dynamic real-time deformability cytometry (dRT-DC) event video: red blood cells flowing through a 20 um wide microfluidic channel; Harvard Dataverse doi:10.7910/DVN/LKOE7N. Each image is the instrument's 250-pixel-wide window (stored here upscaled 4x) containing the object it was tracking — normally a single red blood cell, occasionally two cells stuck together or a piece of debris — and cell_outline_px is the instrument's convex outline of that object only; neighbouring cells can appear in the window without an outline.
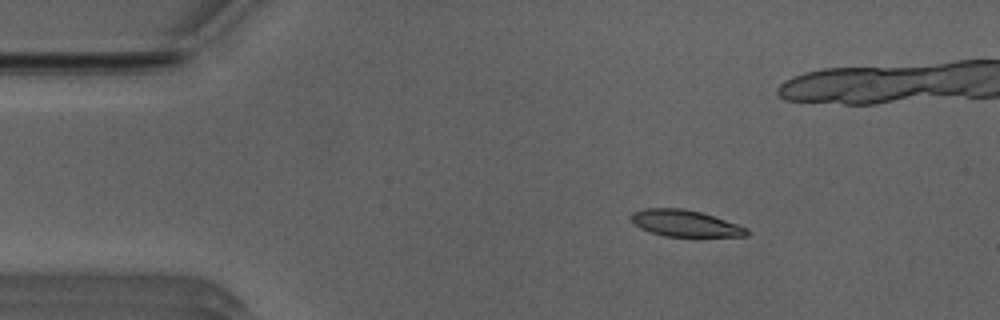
{"species": "Egyptian fruit bat (a non-hibernating species)", "species_latin": "Rousettus aegyptiacus", "temperature_condition": "room temperature", "stored_images_in_passage": 45, "camera_frame_rate_fps": 3000, "um_per_image_px": 0.085, "animal": {"sex": "male"}, "frame": {"image": 1, "passage_image": 1, "time_ms": 0.0, "image_size_px": [1000, 320], "cell_outline_px": [[748, 236], [664, 236], [640, 228], [628, 216], [632, 212], [644, 208], [680, 208], [700, 212], [748, 228]], "centroid_in_image_um": [58.19, 18.97], "position_along_channel_um": 26.8, "area_um2": 17.57}}
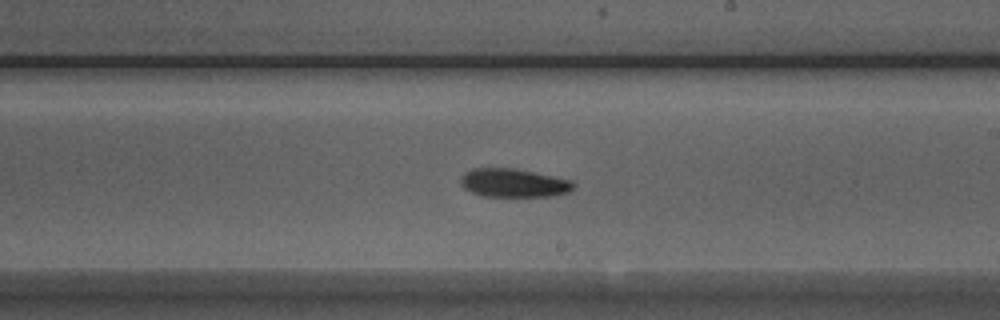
{"frame": {"image": 2, "passage_image": 22, "time_ms": 7.0, "image_size_px": [1000, 320], "cell_outline_px": [[576, 184], [568, 192], [552, 196], [484, 196], [472, 192], [464, 188], [460, 184], [460, 176], [464, 172], [472, 168], [512, 168], [572, 180]], "centroid_in_image_um": [43.62, 15.54], "position_along_channel_um": 245.4, "area_um2": 18.67}}
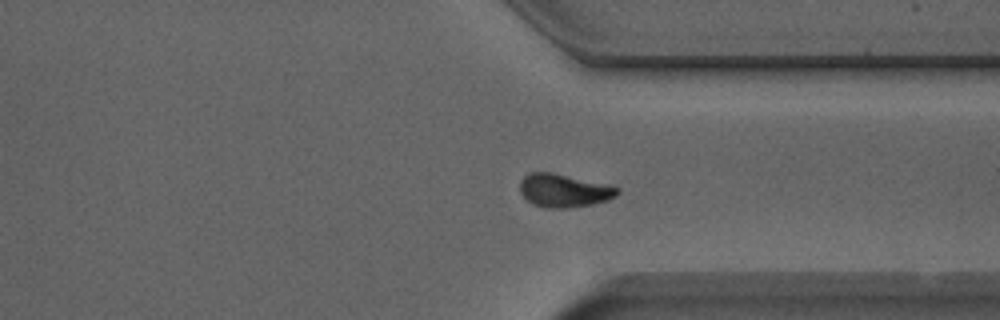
{"frame": {"image": 3, "passage_image": 31, "time_ms": 10.0, "image_size_px": [1000, 320], "cell_outline_px": [[620, 192], [616, 196], [608, 200], [592, 204], [564, 208], [544, 208], [532, 204], [520, 192], [520, 180], [528, 172], [552, 172], [608, 184], [620, 188]], "centroid_in_image_um": [47.94, 16.19], "position_along_channel_um": 363.5, "area_um2": 19.02}, "authors_computed_cell_mechanics": {"area_um2": 18.6694, "velocity_mm_per_s": 3.9516, "shape_relaxation_time_tau1_ms": null, "shape_relaxation_time_tau2_ms": 4.0199, "deformation_change_tau1": null, "deformation_change_tau2": 0.0837}}